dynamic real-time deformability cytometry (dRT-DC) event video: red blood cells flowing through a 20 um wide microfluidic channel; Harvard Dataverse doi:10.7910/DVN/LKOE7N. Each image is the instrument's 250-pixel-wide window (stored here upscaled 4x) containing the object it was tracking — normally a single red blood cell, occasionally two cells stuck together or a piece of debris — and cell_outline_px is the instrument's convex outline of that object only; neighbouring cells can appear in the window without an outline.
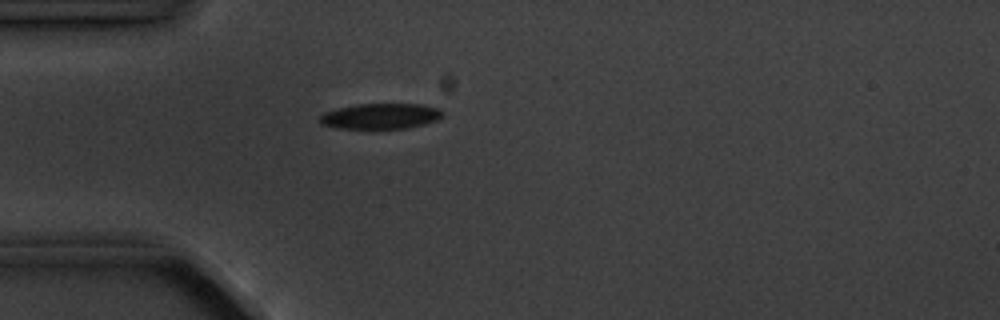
{"species": "common noctule bat (a hibernating species)", "species_latin": "Nyctalus noctula", "temperature_condition": "cold", "stored_images_in_passage": 1, "camera_frame_rate_fps": 3000, "um_per_image_px": 0.085, "animal": {"sex": "male", "body_mass_g": 20.1, "forearm_length_mm": 53.5}, "frame": {"image": 1, "passage_image": 1, "time_ms": 0.0, "image_size_px": [1000, 320], "cell_outline_px": [[444, 116], [440, 120], [408, 128], [336, 128], [320, 124], [320, 116], [324, 112], [336, 108], [356, 104], [424, 104], [440, 108], [444, 112]], "centroid_in_image_um": [32.4, 9.86], "position_along_channel_um": 52.6, "area_um2": 18.55}}